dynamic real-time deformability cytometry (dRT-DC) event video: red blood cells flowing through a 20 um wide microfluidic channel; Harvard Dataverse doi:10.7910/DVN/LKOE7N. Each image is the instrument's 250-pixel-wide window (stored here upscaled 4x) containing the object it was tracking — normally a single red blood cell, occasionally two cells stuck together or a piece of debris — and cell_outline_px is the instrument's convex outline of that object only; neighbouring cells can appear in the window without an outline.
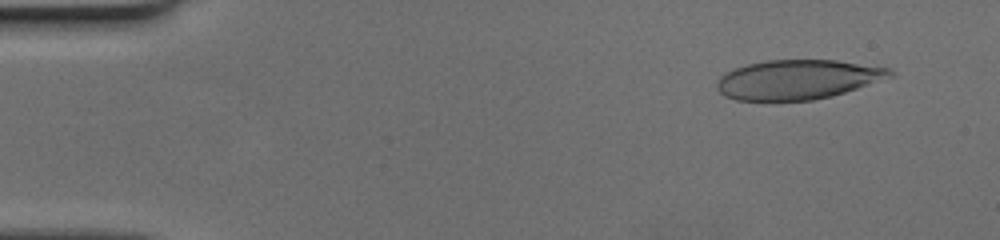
{"species": "human", "species_latin": "Homo sapiens", "temperature_condition": "cold", "stored_images_in_passage": 51, "camera_frame_rate_fps": 3000, "um_per_image_px": 0.085, "donor": {"sex": "female"}, "frame": {"image": 1, "passage_image": 4, "time_ms": 1.0, "image_size_px": [1000, 240], "cell_outline_px": [[892, 76], [832, 96], [812, 100], [736, 100], [724, 96], [716, 88], [716, 84], [720, 76], [736, 68], [748, 64], [768, 60], [836, 60], [888, 68], [892, 72]], "centroid_in_image_um": [67.75, 6.76], "position_along_channel_um": 17.2, "area_um2": 39.3}}
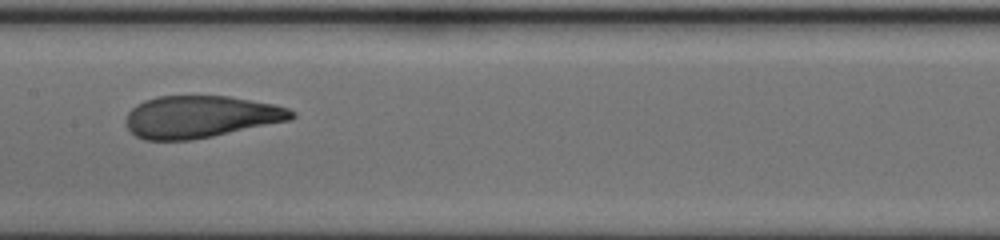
{"frame": {"image": 2, "passage_image": 26, "time_ms": 8.333, "image_size_px": [1000, 240], "cell_outline_px": [[296, 116], [292, 120], [192, 140], [144, 140], [136, 136], [128, 128], [128, 112], [136, 104], [144, 100], [156, 96], [228, 96], [272, 104], [288, 108], [296, 112]], "centroid_in_image_um": [17.07, 9.92], "position_along_channel_um": 190.3, "area_um2": 40.52}}
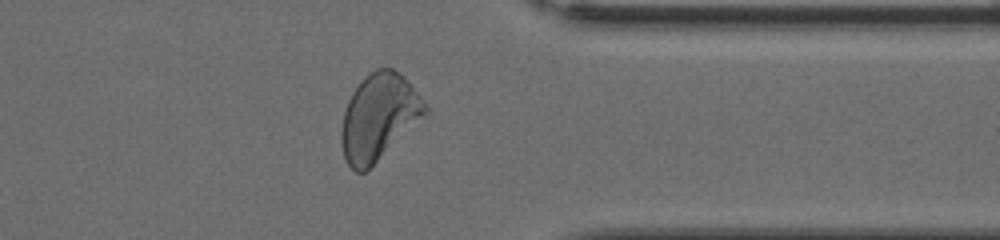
{"frame": {"image": 3, "passage_image": 41, "time_ms": 13.333, "image_size_px": [1000, 240], "cell_outline_px": [[432, 112], [364, 172], [356, 172], [348, 164], [344, 156], [340, 140], [340, 132], [344, 112], [348, 100], [352, 92], [360, 80], [364, 76], [376, 68], [392, 68], [404, 76], [408, 80]], "centroid_in_image_um": [32.23, 9.92], "position_along_channel_um": 379.2, "area_um2": 42.48}}